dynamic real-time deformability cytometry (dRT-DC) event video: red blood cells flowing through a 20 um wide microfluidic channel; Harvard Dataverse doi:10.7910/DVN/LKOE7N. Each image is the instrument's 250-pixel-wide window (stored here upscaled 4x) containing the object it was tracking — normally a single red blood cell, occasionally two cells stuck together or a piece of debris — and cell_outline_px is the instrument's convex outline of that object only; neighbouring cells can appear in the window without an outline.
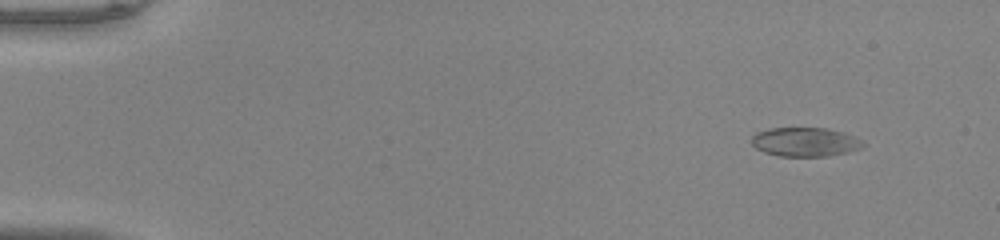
{"species": "common noctule bat (a hibernating species)", "species_latin": "Nyctalus noctula", "temperature_condition": "warm", "stored_images_in_passage": 48, "camera_frame_rate_fps": 3000, "um_per_image_px": 0.085, "animal": {"sex": "male", "body_mass_g": 20.0, "forearm_length_mm": 53.3}, "frame": {"image": 1, "passage_image": 2, "time_ms": 0.333, "image_size_px": [1000, 240], "cell_outline_px": [[864, 144], [860, 148], [848, 152], [828, 156], [780, 156], [764, 152], [756, 148], [752, 144], [752, 136], [756, 132], [768, 128], [828, 128], [844, 132], [856, 136]], "centroid_in_image_um": [68.43, 12.06], "position_along_channel_um": 16.6, "area_um2": 18.9}}
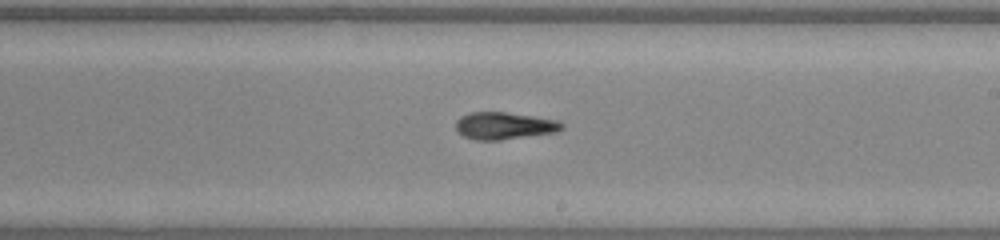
{"frame": {"image": 2, "passage_image": 28, "time_ms": 9.0, "image_size_px": [1000, 240], "cell_outline_px": [[564, 128], [556, 132], [500, 140], [476, 140], [464, 136], [456, 132], [456, 120], [460, 116], [472, 112], [504, 112], [532, 116], [556, 120], [564, 124]], "centroid_in_image_um": [42.83, 10.69], "position_along_channel_um": 246.2, "area_um2": 16.76}}
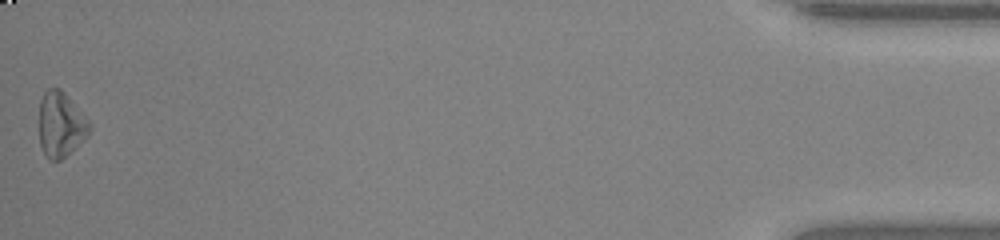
{"frame": {"image": 3, "passage_image": 48, "time_ms": 15.667, "image_size_px": [1000, 240], "cell_outline_px": [[92, 128], [88, 136], [60, 160], [48, 160], [44, 156], [40, 144], [40, 100], [44, 92], [48, 88], [60, 88], [64, 92], [92, 124]], "centroid_in_image_um": [5.17, 10.59], "position_along_channel_um": 430.0, "area_um2": 19.07}, "authors_computed_cell_mechanics": {"area_um2": 17.5423, "velocity_mm_per_s": 4.1049, "shape_relaxation_time_tau1_ms": 4.9759, "shape_relaxation_time_tau2_ms": 2.2434, "deformation_change_tau1": 0.177, "deformation_change_tau2": 0.0986}}